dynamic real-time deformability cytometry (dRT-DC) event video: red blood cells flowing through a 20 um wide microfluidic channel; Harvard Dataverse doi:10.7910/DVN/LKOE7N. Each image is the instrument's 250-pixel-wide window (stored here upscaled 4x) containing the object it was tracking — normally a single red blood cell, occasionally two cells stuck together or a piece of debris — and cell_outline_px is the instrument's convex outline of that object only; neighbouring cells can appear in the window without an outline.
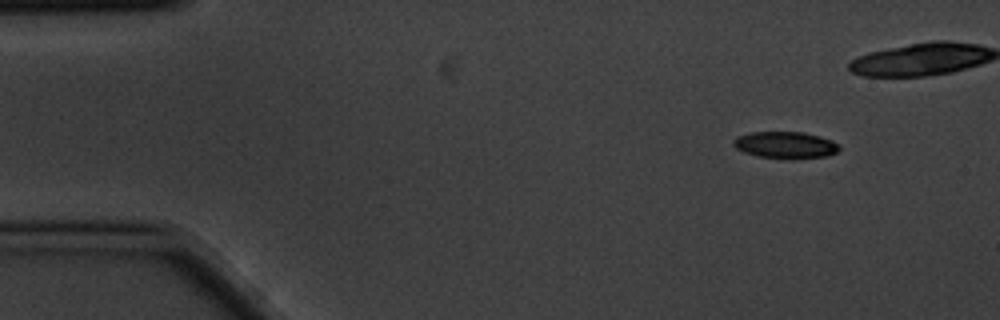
{"species": "common noctule bat (a hibernating species)", "species_latin": "Nyctalus noctula", "temperature_condition": "cold", "stored_images_in_passage": 5, "camera_frame_rate_fps": 3000, "um_per_image_px": 0.085, "animal": {"sex": "male", "body_mass_g": 20.1, "forearm_length_mm": 53.5}, "frame": {"image": 1, "passage_image": 1, "time_ms": 0.0, "image_size_px": [1000, 320], "cell_outline_px": [[840, 148], [836, 152], [828, 156], [792, 160], [756, 156], [744, 152], [736, 148], [732, 144], [732, 140], [736, 136], [752, 132], [804, 132], [820, 136], [832, 140], [840, 144]], "centroid_in_image_um": [66.77, 12.34], "position_along_channel_um": 18.2, "area_um2": 16.94}}